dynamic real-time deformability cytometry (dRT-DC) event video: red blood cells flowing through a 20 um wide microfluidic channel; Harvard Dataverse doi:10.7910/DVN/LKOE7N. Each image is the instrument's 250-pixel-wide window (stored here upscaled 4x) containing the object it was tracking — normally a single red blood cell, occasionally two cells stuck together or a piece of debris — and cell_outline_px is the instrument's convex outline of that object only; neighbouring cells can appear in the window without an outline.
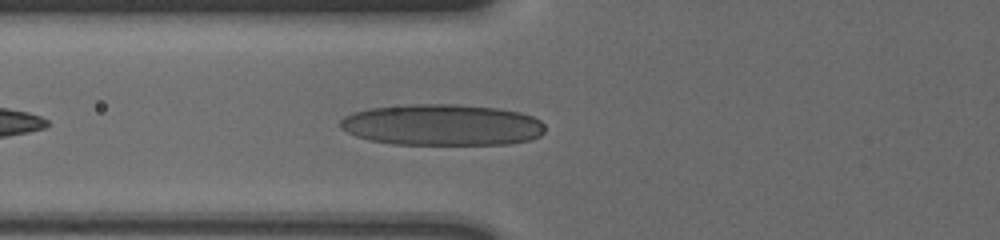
{"species": "human", "species_latin": "Homo sapiens", "temperature_condition": "cold", "stored_images_in_passage": 38, "camera_frame_rate_fps": 3000, "um_per_image_px": 0.085, "donor": {"sex": "male"}, "frame": {"image": 1, "passage_image": 4, "time_ms": 1.0, "image_size_px": [1000, 240], "cell_outline_px": [[544, 132], [540, 136], [532, 140], [508, 144], [392, 144], [368, 140], [356, 136], [340, 128], [340, 120], [344, 116], [352, 112], [368, 108], [404, 104], [456, 104], [500, 108], [520, 112], [532, 116], [540, 120], [544, 124]], "centroid_in_image_um": [37.57, 10.61], "position_along_channel_um": 88.2, "area_um2": 49.82}}
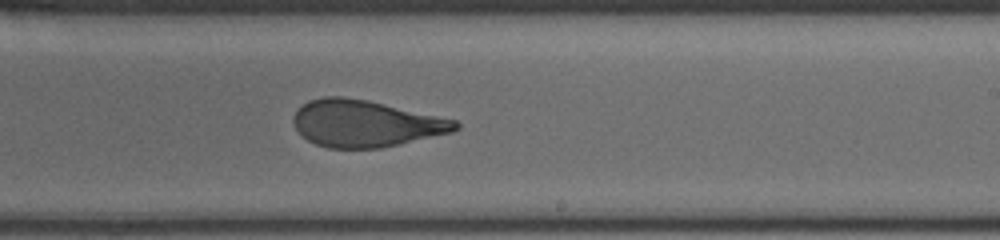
{"frame": {"image": 2, "passage_image": 18, "time_ms": 5.667, "image_size_px": [1000, 240], "cell_outline_px": [[460, 128], [452, 132], [380, 148], [328, 148], [316, 144], [308, 140], [296, 128], [292, 120], [292, 116], [308, 100], [324, 96], [344, 96], [368, 100], [456, 120], [460, 124]], "centroid_in_image_um": [31.05, 10.49], "position_along_channel_um": 257.9, "area_um2": 43.87}}
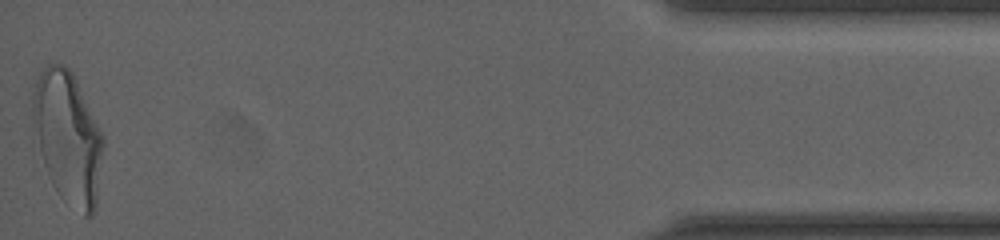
{"frame": {"image": 3, "passage_image": 38, "time_ms": 12.333, "image_size_px": [1000, 240], "cell_outline_px": [[104, 144], [96, 204], [92, 216], [84, 216], [64, 200], [60, 196], [52, 184], [48, 176], [32, 140], [32, 92], [36, 80], [40, 72], [48, 64], [64, 64], [72, 72], [104, 136]], "centroid_in_image_um": [5.72, 11.68], "position_along_channel_um": 429.5, "area_um2": 54.85}, "authors_computed_cell_mechanics": {"area_um2": 45.6331, "velocity_mm_per_s": 3.6158, "shape_relaxation_time_tau1_ms": 7.9268, "shape_relaxation_time_tau2_ms": 1.4537, "deformation_change_tau1": 0.2456, "deformation_change_tau2": 0.0935}}